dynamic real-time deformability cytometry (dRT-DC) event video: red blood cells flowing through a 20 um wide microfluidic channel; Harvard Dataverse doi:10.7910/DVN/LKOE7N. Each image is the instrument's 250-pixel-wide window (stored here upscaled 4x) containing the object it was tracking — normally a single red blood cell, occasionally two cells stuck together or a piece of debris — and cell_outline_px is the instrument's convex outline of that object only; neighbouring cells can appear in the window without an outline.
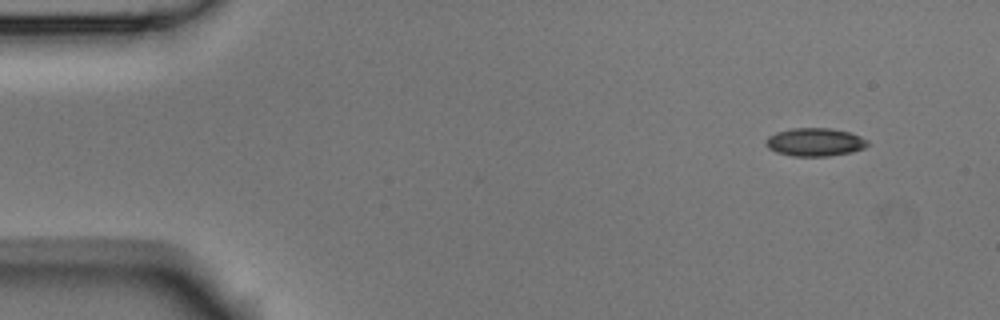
{"species": "Egyptian fruit bat (a non-hibernating species)", "species_latin": "Rousettus aegyptiacus", "temperature_condition": "room temperature", "stored_images_in_passage": 4, "camera_frame_rate_fps": 3000, "um_per_image_px": 0.085, "animal": {"sex": "male"}, "frame": {"image": 1, "passage_image": 1, "time_ms": 0.0, "image_size_px": [1000, 320], "cell_outline_px": [[868, 144], [864, 148], [852, 152], [828, 156], [792, 156], [776, 152], [768, 148], [764, 144], [764, 140], [768, 136], [776, 132], [792, 128], [832, 128], [848, 132], [860, 136], [868, 140]], "centroid_in_image_um": [69.23, 12.08], "position_along_channel_um": 15.8, "area_um2": 16.82}}
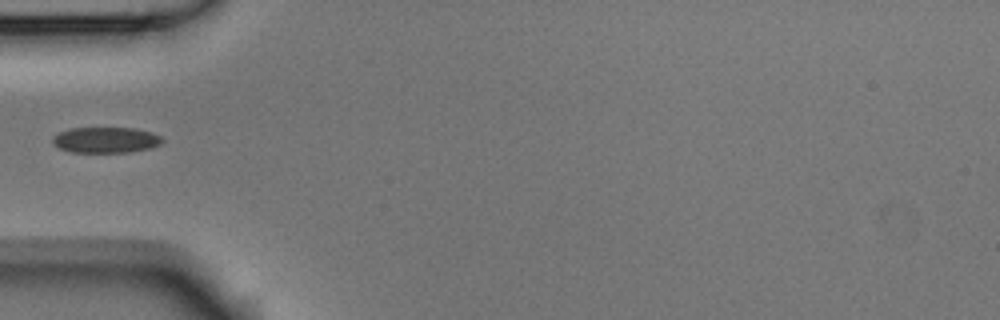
{"frame": {"image": 2, "passage_image": 4, "time_ms": 1.0, "image_size_px": [1000, 320], "cell_outline_px": [[164, 140], [160, 144], [148, 148], [128, 152], [72, 152], [60, 148], [52, 140], [52, 136], [68, 128], [136, 128], [152, 132], [160, 136]], "centroid_in_image_um": [9.0, 11.88], "position_along_channel_um": 76.0, "area_um2": 16.36}}